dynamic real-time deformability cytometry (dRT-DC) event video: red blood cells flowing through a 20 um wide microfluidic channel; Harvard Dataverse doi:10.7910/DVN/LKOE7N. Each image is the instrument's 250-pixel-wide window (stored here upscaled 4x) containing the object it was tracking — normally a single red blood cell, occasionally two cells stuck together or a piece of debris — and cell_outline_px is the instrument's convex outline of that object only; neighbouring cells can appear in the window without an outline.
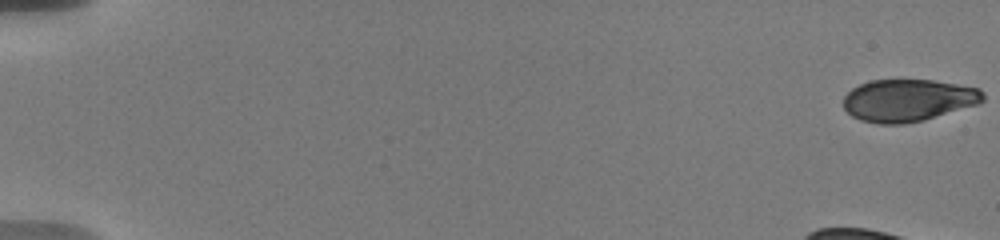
{"species": "human", "species_latin": "Homo sapiens", "temperature_condition": "warm", "stored_images_in_passage": 18, "camera_frame_rate_fps": 3000, "um_per_image_px": 0.085, "donor": {"sex": "male"}, "frame": {"image": 1, "passage_image": 1, "time_ms": 0.0, "image_size_px": [1000, 240], "cell_outline_px": [[984, 100], [980, 104], [924, 120], [904, 124], [876, 124], [860, 120], [852, 116], [844, 108], [844, 96], [852, 88], [860, 84], [872, 80], [932, 80], [980, 88], [984, 92]], "centroid_in_image_um": [77.21, 8.53], "position_along_channel_um": 7.8, "area_um2": 34.56}}